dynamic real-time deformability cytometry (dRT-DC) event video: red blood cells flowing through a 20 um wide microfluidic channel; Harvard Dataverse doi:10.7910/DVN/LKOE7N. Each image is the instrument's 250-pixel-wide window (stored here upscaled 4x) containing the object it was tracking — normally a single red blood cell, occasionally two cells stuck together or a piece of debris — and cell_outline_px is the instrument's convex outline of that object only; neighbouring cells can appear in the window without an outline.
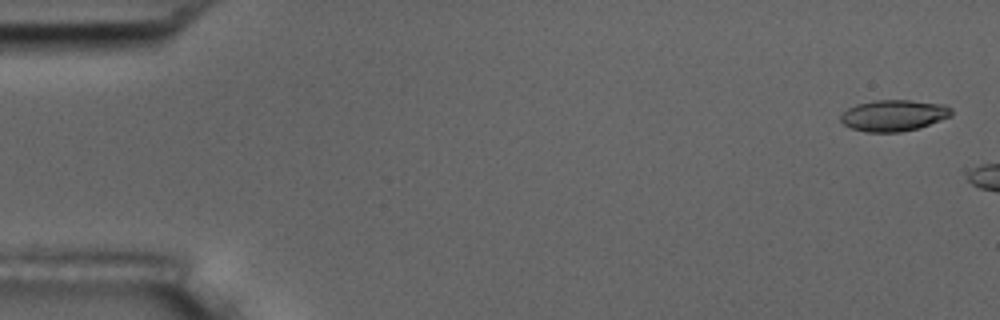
{"species": "common noctule bat (a hibernating species)", "species_latin": "Nyctalus noctula", "temperature_condition": "room temperature", "stored_images_in_passage": 3, "camera_frame_rate_fps": 3000, "um_per_image_px": 0.085, "animal": {"sex": "male", "body_mass_g": 17.5, "forearm_length_mm": 52.3}, "frame": {"image": 1, "passage_image": 1, "time_ms": 0.0, "image_size_px": [1000, 320], "cell_outline_px": [[952, 116], [920, 128], [900, 132], [864, 132], [852, 128], [844, 124], [840, 120], [840, 116], [848, 108], [856, 104], [876, 100], [912, 100], [944, 104], [952, 108]], "centroid_in_image_um": [75.99, 9.81], "position_along_channel_um": 9.0, "area_um2": 20.35}}